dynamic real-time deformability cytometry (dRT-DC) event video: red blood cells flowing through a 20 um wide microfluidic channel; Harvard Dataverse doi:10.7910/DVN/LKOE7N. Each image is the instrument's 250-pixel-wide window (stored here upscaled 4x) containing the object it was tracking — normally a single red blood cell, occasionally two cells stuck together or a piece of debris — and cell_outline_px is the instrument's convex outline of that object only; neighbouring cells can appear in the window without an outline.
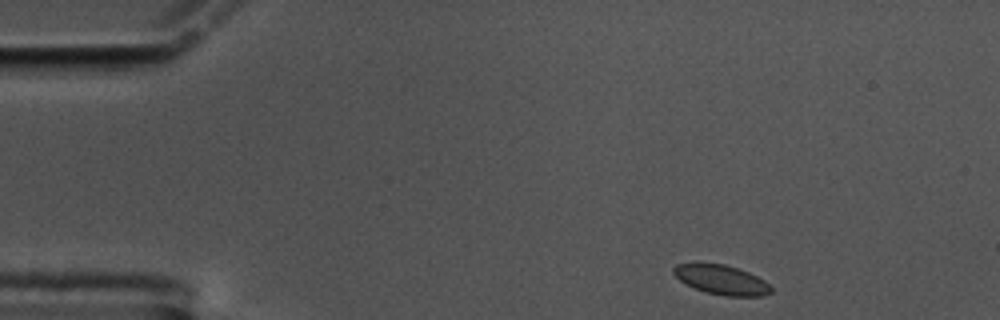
{"species": "common noctule bat (a hibernating species)", "species_latin": "Nyctalus noctula", "temperature_condition": "cold", "stored_images_in_passage": 52, "camera_frame_rate_fps": 3000, "um_per_image_px": 0.085, "animal": {"sex": "male", "body_mass_g": 17.5, "forearm_length_mm": 52.3}, "frame": {"image": 1, "passage_image": 1, "time_ms": 0.0, "image_size_px": [1000, 320], "cell_outline_px": [[772, 292], [764, 296], [724, 296], [704, 292], [680, 280], [672, 272], [672, 268], [676, 264], [724, 264], [748, 272], [764, 280], [772, 288]], "centroid_in_image_um": [61.35, 23.8], "position_along_channel_um": 23.7, "area_um2": 16.53}}
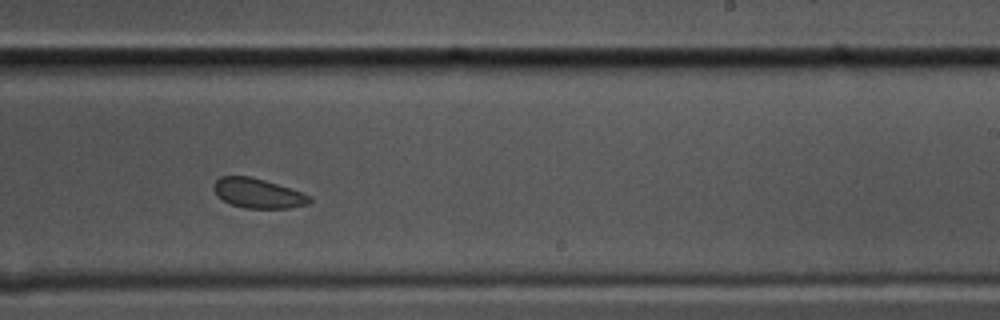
{"frame": {"image": 2, "passage_image": 29, "time_ms": 9.333, "image_size_px": [1000, 320], "cell_outline_px": [[312, 200], [308, 204], [288, 208], [244, 208], [232, 204], [224, 200], [212, 188], [212, 184], [220, 176], [248, 176], [264, 180], [300, 192], [308, 196]], "centroid_in_image_um": [21.89, 16.43], "position_along_channel_um": 267.1, "area_um2": 16.18}}
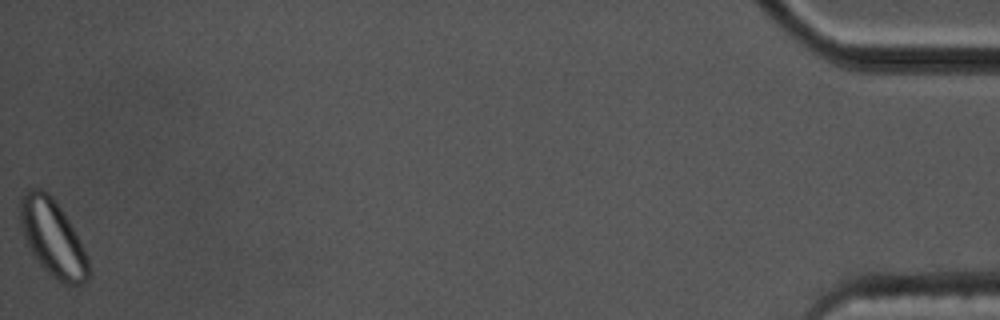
{"frame": {"image": 3, "passage_image": 52, "time_ms": 17.0, "image_size_px": [1000, 320], "cell_outline_px": [[88, 280], [80, 284], [64, 284], [56, 280], [40, 264], [24, 240], [20, 224], [20, 196], [28, 188], [40, 188], [48, 192], [56, 200], [80, 240], [88, 256]], "centroid_in_image_um": [4.46, 20.19], "position_along_channel_um": 430.7, "area_um2": 30.52}}